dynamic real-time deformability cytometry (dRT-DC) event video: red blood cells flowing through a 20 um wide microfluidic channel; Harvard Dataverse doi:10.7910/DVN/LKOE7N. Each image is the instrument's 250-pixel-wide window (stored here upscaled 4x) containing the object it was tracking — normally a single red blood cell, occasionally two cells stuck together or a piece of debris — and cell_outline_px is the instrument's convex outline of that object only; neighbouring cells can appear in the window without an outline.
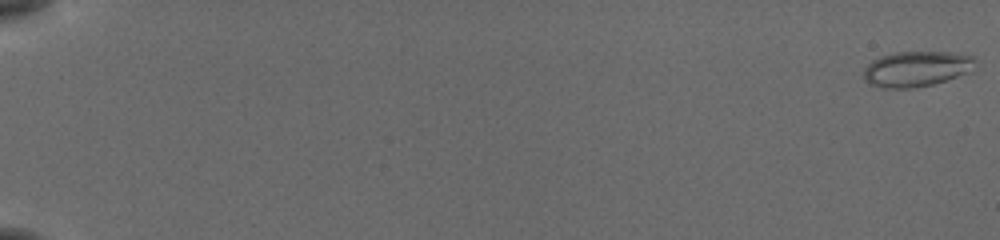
{"species": "common noctule bat (a hibernating species)", "species_latin": "Nyctalus noctula", "temperature_condition": "cold", "stored_images_in_passage": 57, "camera_frame_rate_fps": 3000, "um_per_image_px": 0.085, "animal": {"sex": "female", "body_mass_g": 19.5, "forearm_length_mm": 54.1}, "frame": {"image": 1, "passage_image": 1, "time_ms": 0.0, "image_size_px": [1000, 240], "cell_outline_px": [[972, 72], [932, 84], [912, 88], [884, 88], [868, 84], [864, 80], [864, 68], [872, 60], [880, 56], [896, 52], [948, 52], [972, 56]], "centroid_in_image_um": [77.84, 5.86], "position_along_channel_um": 7.2, "area_um2": 22.89}}
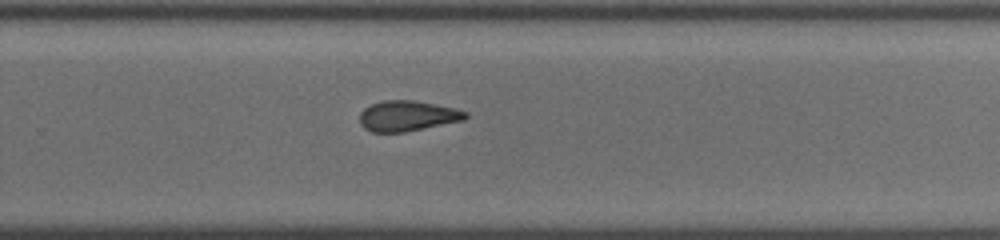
{"frame": {"image": 2, "passage_image": 40, "time_ms": 13.0, "image_size_px": [1000, 240], "cell_outline_px": [[468, 116], [464, 120], [404, 132], [372, 132], [364, 128], [360, 124], [360, 112], [364, 108], [372, 104], [384, 100], [412, 100], [456, 108], [468, 112]], "centroid_in_image_um": [34.63, 9.85], "position_along_channel_um": 295.2, "area_um2": 18.73}}
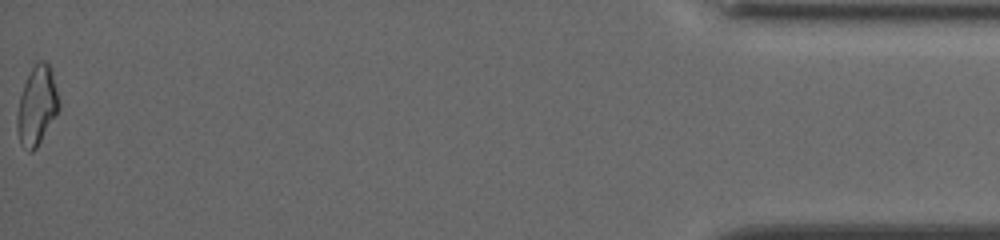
{"frame": {"image": 3, "passage_image": 57, "time_ms": 18.667, "image_size_px": [1000, 240], "cell_outline_px": [[60, 108], [36, 148], [32, 152], [28, 152], [20, 144], [16, 128], [16, 116], [20, 96], [24, 84], [36, 60], [44, 60], [48, 64], [52, 72], [60, 104]], "centroid_in_image_um": [3.12, 9.0], "position_along_channel_um": 432.1, "area_um2": 19.19}, "authors_computed_cell_mechanics": {"area_um2": 19.4208, "velocity_mm_per_s": 3.8341, "shape_relaxation_time_tau1_ms": 3.7322, "shape_relaxation_time_tau2_ms": 1.4864, "deformation_change_tau1": 0.1402, "deformation_change_tau2": 0.0868}}